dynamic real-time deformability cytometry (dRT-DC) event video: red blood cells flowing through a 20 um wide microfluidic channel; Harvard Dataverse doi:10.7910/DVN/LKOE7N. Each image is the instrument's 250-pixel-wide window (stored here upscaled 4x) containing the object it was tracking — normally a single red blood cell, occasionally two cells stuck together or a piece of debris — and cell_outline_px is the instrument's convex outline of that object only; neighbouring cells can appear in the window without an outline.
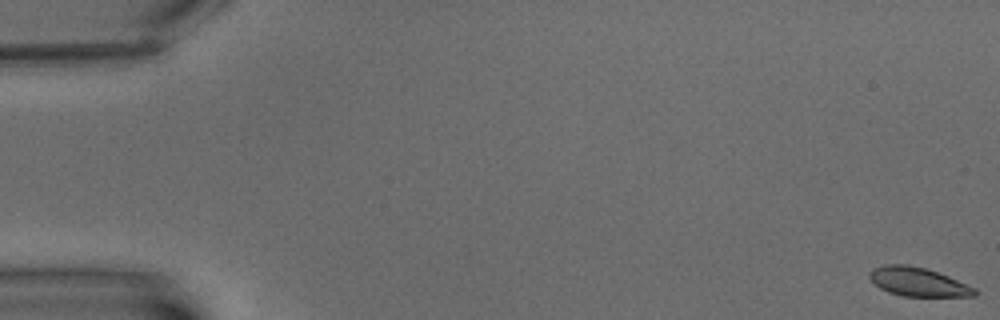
{"species": "common noctule bat (a hibernating species)", "species_latin": "Nyctalus noctula", "temperature_condition": "warm", "stored_images_in_passage": 8, "camera_frame_rate_fps": 3000, "um_per_image_px": 0.085, "animal": {"sex": "male", "body_mass_g": 15.6}, "frame": {"image": 1, "passage_image": 1, "time_ms": 0.0, "image_size_px": [1000, 320], "cell_outline_px": [[976, 296], [904, 296], [888, 292], [880, 288], [868, 276], [868, 272], [872, 268], [884, 264], [908, 264], [924, 268], [948, 276], [976, 288]], "centroid_in_image_um": [78.0, 23.95], "position_along_channel_um": 7.0, "area_um2": 17.57}}
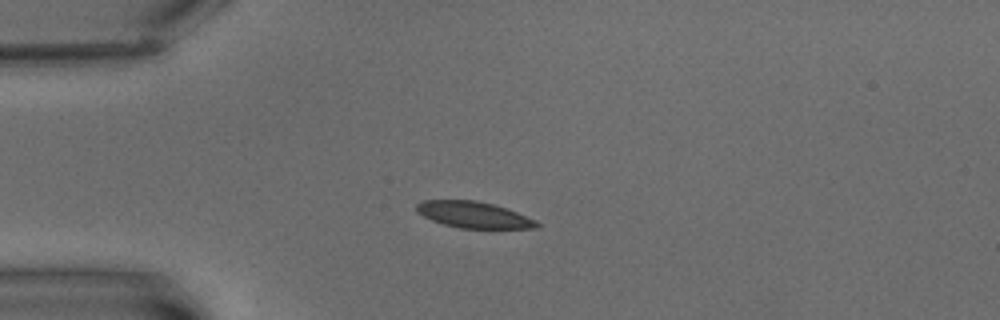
{"frame": {"image": 2, "passage_image": 6, "time_ms": 5.667, "image_size_px": [1000, 320], "cell_outline_px": [[540, 228], [460, 228], [444, 224], [432, 220], [416, 212], [416, 204], [424, 200], [476, 200], [492, 204], [516, 212], [536, 220], [540, 224]], "centroid_in_image_um": [40.25, 18.25], "position_along_channel_um": 44.7, "area_um2": 18.26}}
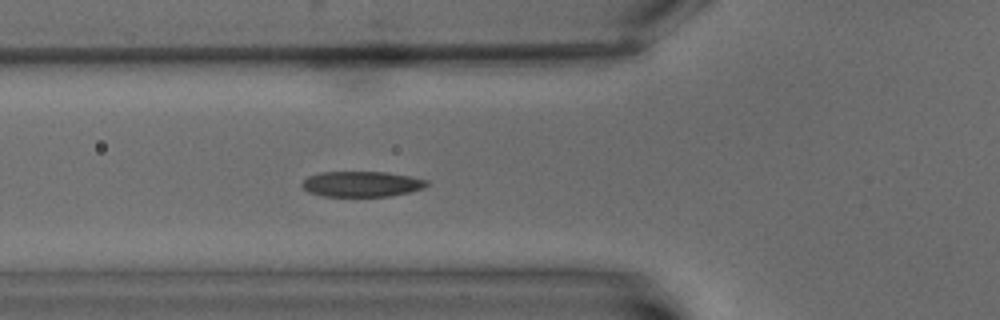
{"frame": {"image": 3, "passage_image": 8, "time_ms": 8.0, "image_size_px": [1000, 320], "cell_outline_px": [[428, 184], [424, 188], [408, 192], [388, 196], [324, 196], [308, 192], [300, 184], [308, 176], [320, 172], [388, 172], [428, 180]], "centroid_in_image_um": [30.72, 15.64], "position_along_channel_um": 95.1, "area_um2": 18.44}}